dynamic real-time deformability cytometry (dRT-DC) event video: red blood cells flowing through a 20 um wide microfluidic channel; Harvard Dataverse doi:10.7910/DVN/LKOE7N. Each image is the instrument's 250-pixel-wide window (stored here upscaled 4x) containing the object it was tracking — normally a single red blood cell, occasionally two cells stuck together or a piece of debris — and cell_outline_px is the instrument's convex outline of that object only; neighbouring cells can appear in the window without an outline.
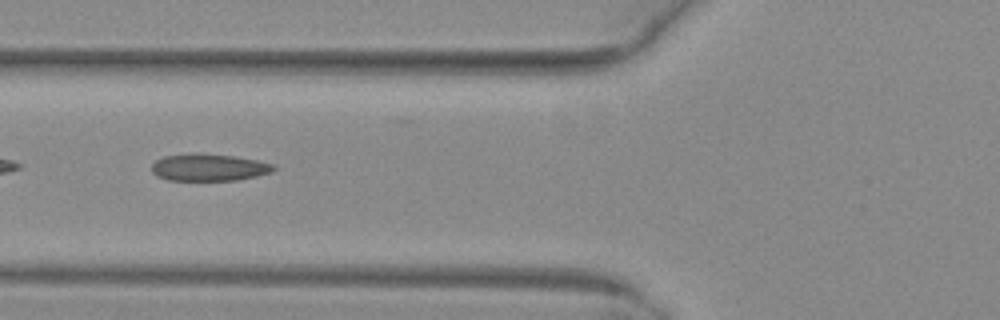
{"species": "common noctule bat (a hibernating species)", "species_latin": "Nyctalus noctula", "temperature_condition": "warm", "stored_images_in_passage": 45, "camera_frame_rate_fps": 3000, "um_per_image_px": 0.085, "animal": {"sex": "female", "body_mass_g": 29.2, "forearm_length_mm": 56.3}, "frame": {"image": 1, "passage_image": 14, "time_ms": 4.333, "image_size_px": [1000, 320], "cell_outline_px": [[276, 168], [272, 172], [256, 176], [236, 180], [168, 180], [156, 176], [152, 172], [152, 164], [156, 160], [164, 156], [192, 152], [232, 156], [256, 160], [272, 164]], "centroid_in_image_um": [17.71, 14.22], "position_along_channel_um": 108.1, "area_um2": 19.25}}
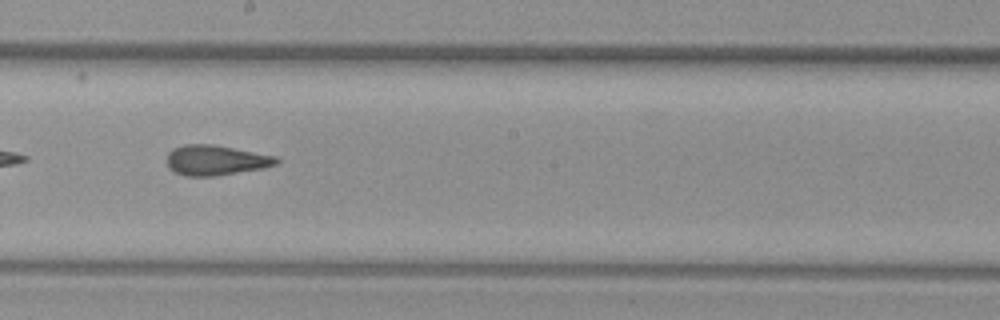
{"frame": {"image": 2, "passage_image": 23, "time_ms": 7.333, "image_size_px": [1000, 320], "cell_outline_px": [[280, 160], [276, 164], [264, 168], [216, 176], [184, 176], [168, 168], [168, 152], [172, 148], [184, 144], [212, 144], [276, 156]], "centroid_in_image_um": [18.33, 13.62], "position_along_channel_um": 229.9, "area_um2": 19.25}}
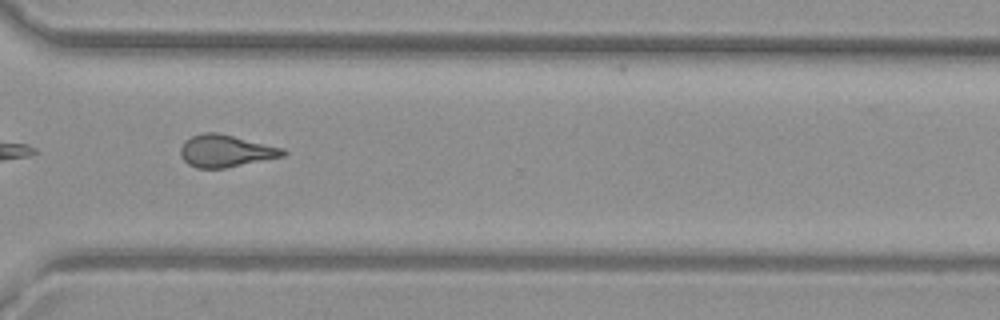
{"frame": {"image": 3, "passage_image": 32, "time_ms": 10.333, "image_size_px": [1000, 320], "cell_outline_px": [[288, 152], [284, 156], [224, 168], [196, 168], [188, 164], [180, 156], [180, 148], [184, 140], [192, 136], [204, 132], [220, 132], [284, 148]], "centroid_in_image_um": [19.18, 12.81], "position_along_channel_um": 351.4, "area_um2": 19.42}, "authors_computed_cell_mechanics": {"area_um2": 19.4786, "velocity_mm_per_s": 4.0552, "shape_relaxation_time_tau1_ms": null, "shape_relaxation_time_tau2_ms": 2.021, "deformation_change_tau1": null, "deformation_change_tau2": 0.0948}}